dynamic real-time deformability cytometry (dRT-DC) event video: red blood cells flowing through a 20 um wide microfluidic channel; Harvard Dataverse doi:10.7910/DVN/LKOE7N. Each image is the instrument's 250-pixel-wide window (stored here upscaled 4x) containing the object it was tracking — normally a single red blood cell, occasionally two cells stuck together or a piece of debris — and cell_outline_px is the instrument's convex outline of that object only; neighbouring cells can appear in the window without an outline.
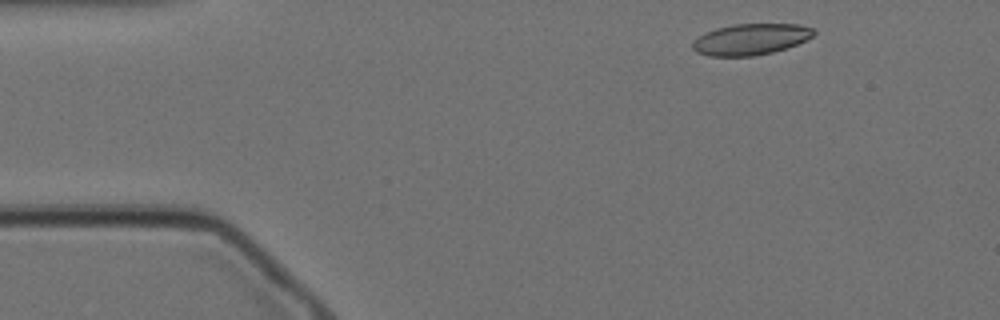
{"species": "Egyptian fruit bat (a non-hibernating species)", "species_latin": "Rousettus aegyptiacus", "temperature_condition": "cold", "stored_images_in_passage": 54, "camera_frame_rate_fps": 3000, "um_per_image_px": 0.085, "animal": {"sex": "female"}, "frame": {"image": 1, "passage_image": 3, "time_ms": 0.667, "image_size_px": [1000, 320], "cell_outline_px": [[816, 32], [812, 36], [796, 44], [772, 52], [752, 56], [708, 56], [696, 52], [692, 48], [692, 44], [704, 32], [716, 28], [732, 24], [800, 24], [812, 28]], "centroid_in_image_um": [63.78, 3.33], "position_along_channel_um": 21.2, "area_um2": 21.85}}
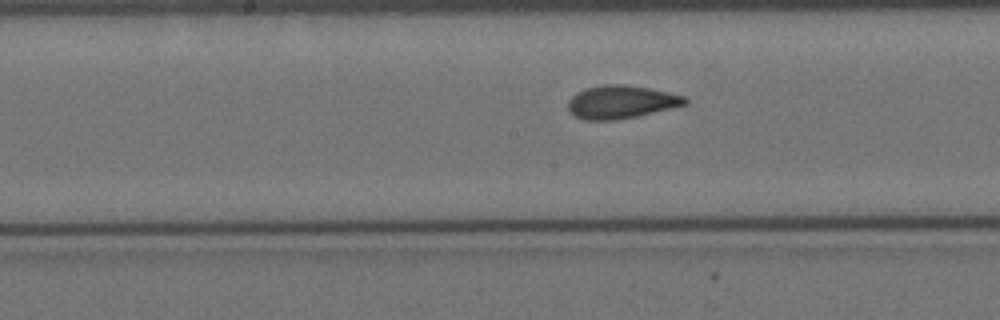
{"frame": {"image": 2, "passage_image": 24, "time_ms": 7.667, "image_size_px": [1000, 320], "cell_outline_px": [[688, 104], [672, 108], [636, 116], [616, 120], [584, 120], [576, 116], [568, 108], [568, 100], [576, 92], [600, 84], [624, 84], [648, 88], [668, 92], [684, 96], [688, 100]], "centroid_in_image_um": [52.8, 8.66], "position_along_channel_um": 195.4, "area_um2": 22.48}}
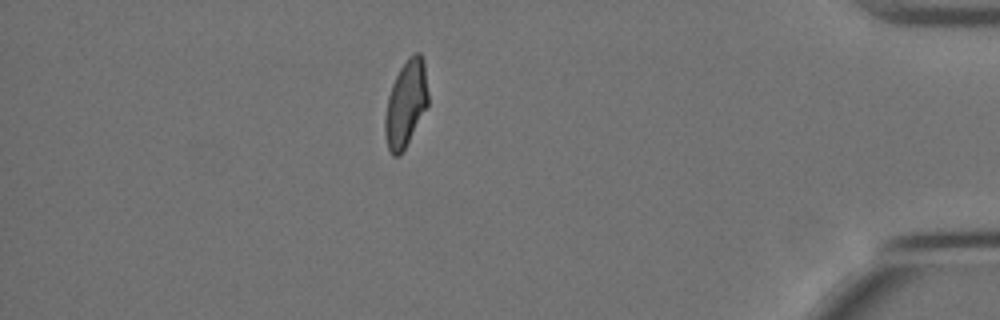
{"frame": {"image": 3, "passage_image": 46, "time_ms": 15.0, "image_size_px": [1000, 320], "cell_outline_px": [[428, 104], [400, 156], [392, 156], [388, 148], [384, 132], [384, 120], [388, 96], [392, 84], [400, 68], [416, 52], [420, 52], [424, 60], [428, 92]], "centroid_in_image_um": [34.49, 8.83], "position_along_channel_um": 400.7, "area_um2": 21.39}, "authors_computed_cell_mechanics": {"area_um2": 22.253, "velocity_mm_per_s": 3.4528, "shape_relaxation_time_tau1_ms": 8.4523, "shape_relaxation_time_tau2_ms": 1.2731, "deformation_change_tau1": 0.1838, "deformation_change_tau2": 0.0545}}